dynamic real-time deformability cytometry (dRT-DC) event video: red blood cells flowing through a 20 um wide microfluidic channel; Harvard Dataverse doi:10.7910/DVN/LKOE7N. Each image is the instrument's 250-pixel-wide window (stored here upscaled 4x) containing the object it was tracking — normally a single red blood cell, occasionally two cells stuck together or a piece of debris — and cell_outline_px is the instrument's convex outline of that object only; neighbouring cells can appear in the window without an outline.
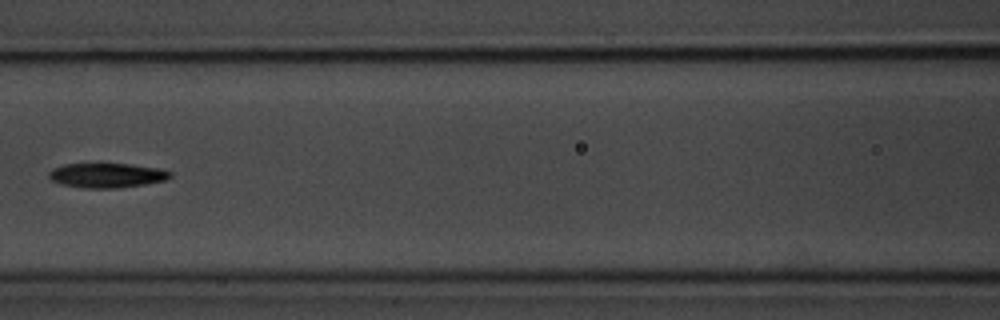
{"species": "common noctule bat (a hibernating species)", "species_latin": "Nyctalus noctula", "temperature_condition": "room temperature", "stored_images_in_passage": 6, "camera_frame_rate_fps": 3000, "um_per_image_px": 0.085, "animal": {"sex": "male", "body_mass_g": 20.1, "forearm_length_mm": 53.5}, "frame": {"image": 1, "passage_image": 5, "time_ms": 4.667, "image_size_px": [1000, 320], "cell_outline_px": [[172, 176], [164, 180], [144, 184], [120, 188], [84, 188], [60, 184], [52, 180], [48, 176], [48, 172], [52, 168], [64, 164], [132, 164], [160, 168], [172, 172]], "centroid_in_image_um": [9.07, 14.9], "position_along_channel_um": 157.5, "area_um2": 17.46}}
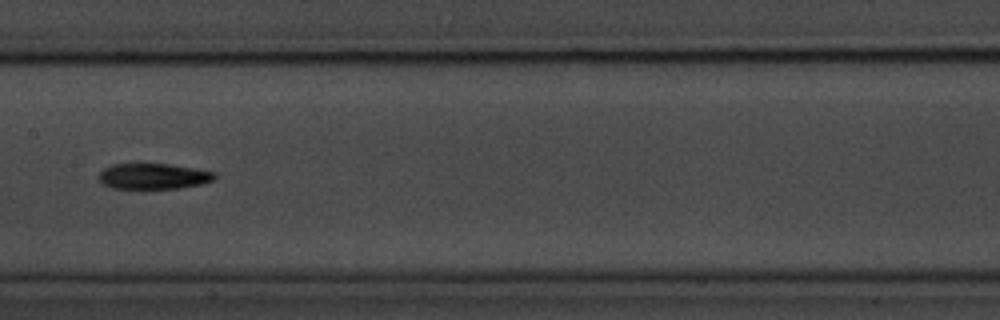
{"frame": {"image": 2, "passage_image": 6, "time_ms": 5.667, "image_size_px": [1000, 320], "cell_outline_px": [[216, 176], [212, 180], [204, 184], [180, 188], [112, 188], [104, 184], [96, 176], [104, 168], [112, 164], [168, 164], [216, 172]], "centroid_in_image_um": [13.03, 14.98], "position_along_channel_um": 194.4, "area_um2": 17.28}}